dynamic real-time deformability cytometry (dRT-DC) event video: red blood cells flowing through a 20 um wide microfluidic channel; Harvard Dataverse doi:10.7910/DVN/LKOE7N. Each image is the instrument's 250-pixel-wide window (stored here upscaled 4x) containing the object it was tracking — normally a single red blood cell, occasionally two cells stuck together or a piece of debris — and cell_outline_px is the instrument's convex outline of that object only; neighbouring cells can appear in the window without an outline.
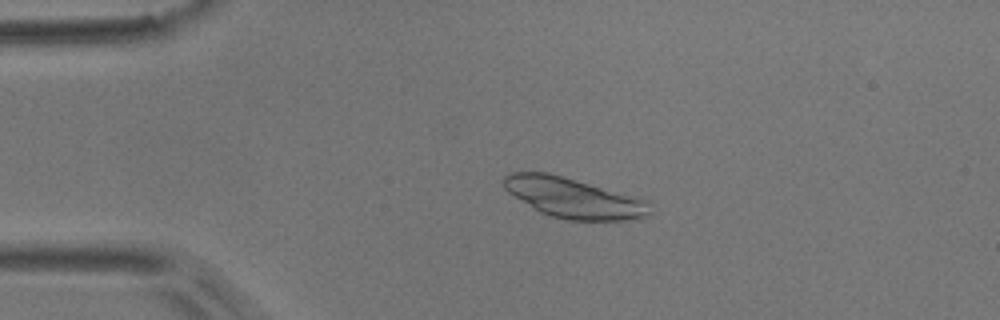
{"species": "common noctule bat (a hibernating species)", "species_latin": "Nyctalus noctula", "temperature_condition": "room temperature", "stored_images_in_passage": 55, "camera_frame_rate_fps": 3000, "um_per_image_px": 0.085, "animal": {"sex": "male", "body_mass_g": 17.9}, "frame": {"image": 1, "passage_image": 12, "time_ms": 3.667, "image_size_px": [1000, 320], "cell_outline_px": [[652, 216], [628, 220], [568, 220], [552, 216], [540, 212], [508, 192], [504, 188], [504, 176], [512, 172], [548, 172], [632, 196], [644, 200], [648, 204], [652, 212]], "centroid_in_image_um": [48.75, 16.83], "position_along_channel_um": 36.3, "area_um2": 33.64}}
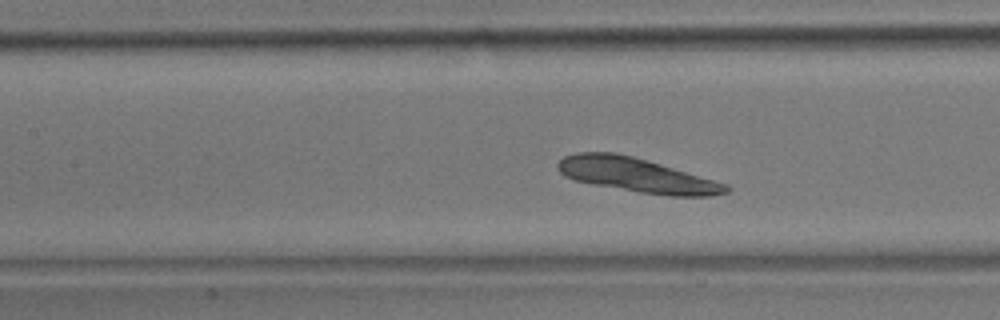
{"frame": {"image": 2, "passage_image": 25, "time_ms": 8.0, "image_size_px": [1000, 320], "cell_outline_px": [[732, 188], [728, 192], [708, 196], [668, 196], [640, 192], [596, 184], [576, 180], [564, 176], [556, 168], [556, 164], [564, 156], [576, 152], [616, 152], [632, 156], [660, 164], [728, 184]], "centroid_in_image_um": [54.12, 14.88], "position_along_channel_um": 153.3, "area_um2": 33.29}}
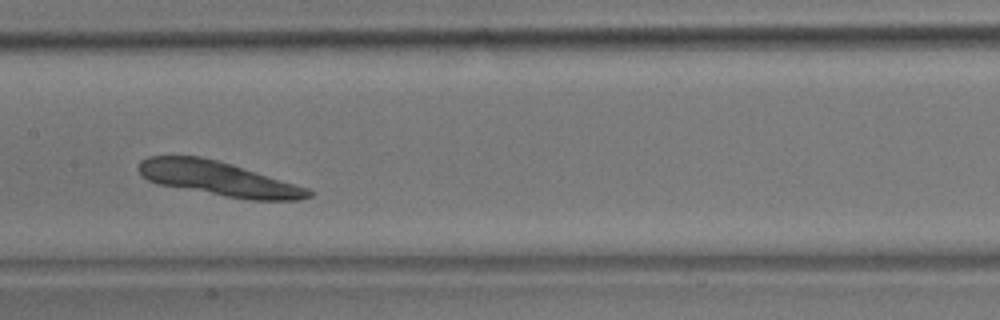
{"frame": {"image": 3, "passage_image": 28, "time_ms": 9.0, "image_size_px": [1000, 320], "cell_outline_px": [[316, 192], [312, 196], [300, 200], [252, 200], [224, 196], [156, 184], [140, 176], [136, 168], [140, 160], [148, 156], [200, 156], [232, 164], [308, 188]], "centroid_in_image_um": [18.54, 15.19], "position_along_channel_um": 188.9, "area_um2": 34.22}}